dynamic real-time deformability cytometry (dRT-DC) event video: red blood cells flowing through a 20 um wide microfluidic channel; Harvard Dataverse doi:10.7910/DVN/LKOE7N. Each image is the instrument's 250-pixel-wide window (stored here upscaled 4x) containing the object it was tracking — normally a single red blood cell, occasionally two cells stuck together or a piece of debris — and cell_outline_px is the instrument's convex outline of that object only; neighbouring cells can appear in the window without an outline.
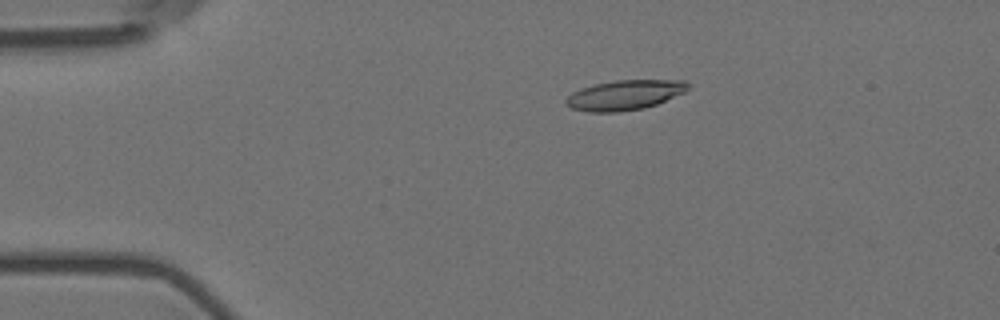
{"species": "Egyptian fruit bat (a non-hibernating species)", "species_latin": "Rousettus aegyptiacus", "temperature_condition": "room temperature", "stored_images_in_passage": 14, "camera_frame_rate_fps": 3000, "um_per_image_px": 0.085, "animal": {"sex": "female"}, "frame": {"image": 1, "passage_image": 3, "time_ms": 0.667, "image_size_px": [1000, 320], "cell_outline_px": [[688, 88], [684, 92], [656, 104], [644, 108], [616, 112], [588, 112], [572, 108], [564, 104], [564, 100], [572, 92], [580, 88], [596, 84], [616, 80], [684, 80], [688, 84]], "centroid_in_image_um": [53.05, 8.08], "position_along_channel_um": 32.0, "area_um2": 21.15}}
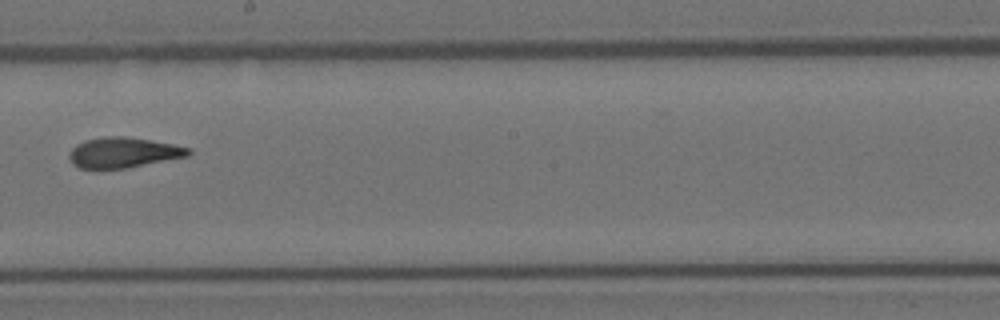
{"frame": {"image": 2, "passage_image": 9, "time_ms": 2.667, "image_size_px": [1000, 320], "cell_outline_px": [[192, 152], [188, 156], [128, 168], [80, 168], [72, 164], [68, 156], [72, 148], [76, 144], [84, 140], [108, 136], [124, 136], [172, 144], [188, 148]], "centroid_in_image_um": [10.45, 12.97], "position_along_channel_um": 237.7, "area_um2": 20.92}}
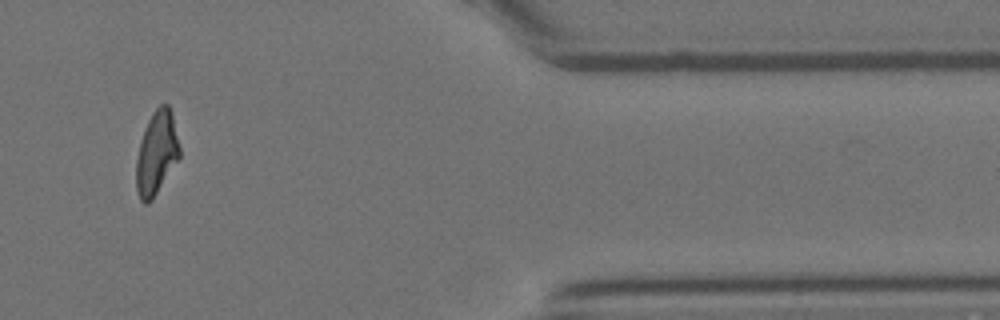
{"frame": {"image": 3, "passage_image": 13, "time_ms": 4.0, "image_size_px": [1000, 320], "cell_outline_px": [[180, 156], [152, 200], [148, 204], [144, 204], [140, 200], [136, 192], [136, 160], [140, 140], [144, 128], [152, 112], [160, 104], [168, 104], [172, 112], [180, 148]], "centroid_in_image_um": [13.29, 13.0], "position_along_channel_um": 398.1, "area_um2": 21.21}}